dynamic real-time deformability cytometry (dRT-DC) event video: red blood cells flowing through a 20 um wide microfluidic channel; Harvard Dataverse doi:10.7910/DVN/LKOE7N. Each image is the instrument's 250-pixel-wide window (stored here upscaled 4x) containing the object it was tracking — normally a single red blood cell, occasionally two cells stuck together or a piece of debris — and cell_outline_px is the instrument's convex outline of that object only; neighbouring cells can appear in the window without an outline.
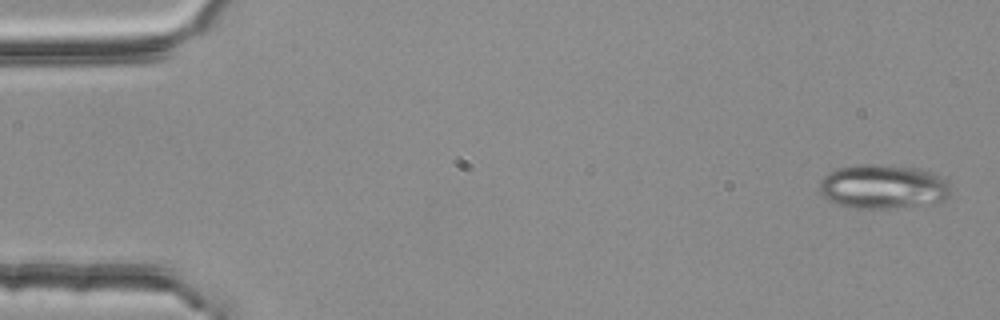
{"species": "common noctule bat (a hibernating species)", "species_latin": "Nyctalus noctula", "temperature_condition": "room temperature", "stored_images_in_passage": 5, "camera_frame_rate_fps": 3000, "um_per_image_px": 0.085, "animal": {"sex": "female", "body_mass_g": 25.1}, "frame": {"image": 1, "passage_image": 1, "time_ms": 0.0, "image_size_px": [1000, 320], "cell_outline_px": [[948, 196], [944, 200], [888, 208], [852, 208], [828, 200], [820, 192], [820, 180], [828, 172], [840, 168], [856, 164], [880, 164], [920, 168], [948, 180]], "centroid_in_image_um": [75.01, 15.84], "position_along_channel_um": 10.0, "area_um2": 33.35}}